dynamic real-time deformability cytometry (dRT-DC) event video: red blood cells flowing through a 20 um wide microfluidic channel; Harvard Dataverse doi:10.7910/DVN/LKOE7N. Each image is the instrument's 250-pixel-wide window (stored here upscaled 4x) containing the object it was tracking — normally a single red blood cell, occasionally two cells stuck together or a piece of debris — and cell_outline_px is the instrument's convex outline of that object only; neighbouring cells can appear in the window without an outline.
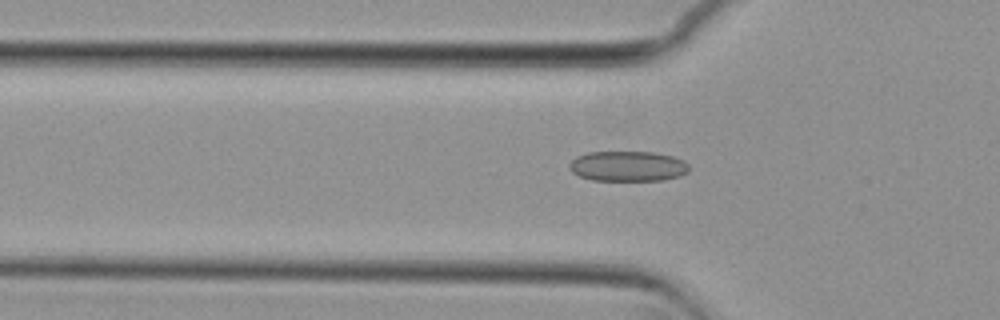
{"species": "common noctule bat (a hibernating species)", "species_latin": "Nyctalus noctula", "temperature_condition": "cold", "stored_images_in_passage": 55, "camera_frame_rate_fps": 3000, "um_per_image_px": 0.085, "animal": {"sex": "female", "body_mass_g": 29.2, "forearm_length_mm": 56.3}, "frame": {"image": 1, "passage_image": 18, "time_ms": 5.667, "image_size_px": [1000, 320], "cell_outline_px": [[688, 172], [680, 176], [664, 180], [592, 180], [580, 176], [572, 172], [568, 168], [568, 164], [576, 156], [588, 152], [652, 152], [672, 156], [684, 160], [688, 164]], "centroid_in_image_um": [53.35, 14.12], "position_along_channel_um": 72.4, "area_um2": 21.15}}
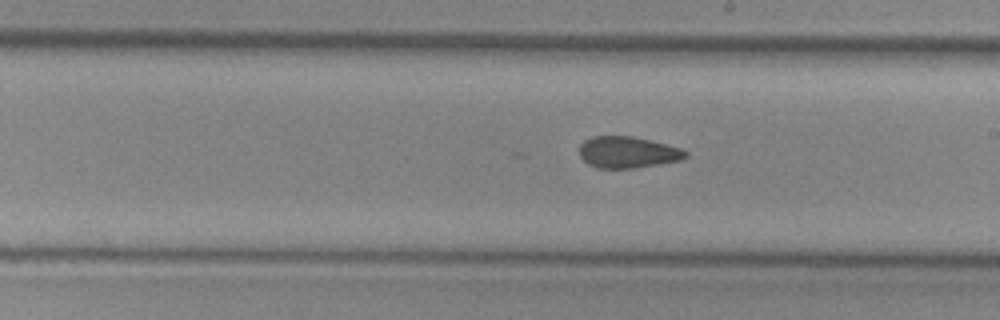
{"frame": {"image": 2, "passage_image": 31, "time_ms": 10.0, "image_size_px": [1000, 320], "cell_outline_px": [[688, 156], [680, 160], [636, 168], [596, 168], [588, 164], [580, 156], [580, 144], [584, 140], [592, 136], [632, 136], [680, 148], [688, 152]], "centroid_in_image_um": [53.32, 12.95], "position_along_channel_um": 235.7, "area_um2": 19.36}}
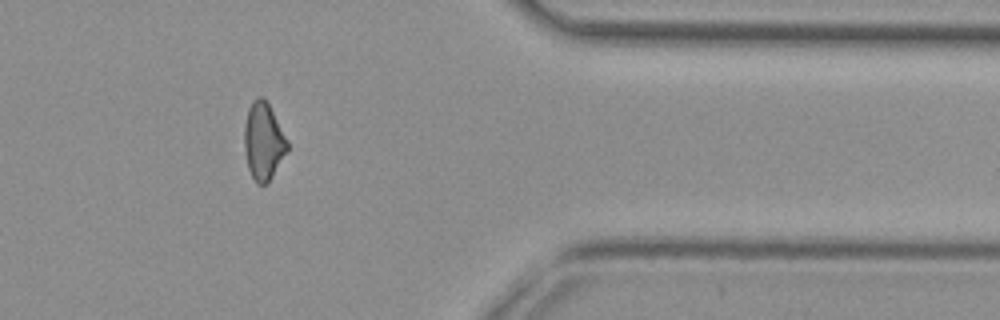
{"frame": {"image": 3, "passage_image": 45, "time_ms": 14.667, "image_size_px": [1000, 320], "cell_outline_px": [[288, 152], [268, 184], [256, 184], [248, 168], [244, 152], [244, 124], [248, 108], [252, 100], [256, 96], [264, 96], [288, 140]], "centroid_in_image_um": [22.39, 12.01], "position_along_channel_um": 389.0, "area_um2": 19.83}, "authors_computed_cell_mechanics": {"area_um2": 20.0566, "velocity_mm_per_s": 3.7522, "shape_relaxation_time_tau1_ms": null, "shape_relaxation_time_tau2_ms": 3.4862, "deformation_change_tau1": null, "deformation_change_tau2": 0.1086}}